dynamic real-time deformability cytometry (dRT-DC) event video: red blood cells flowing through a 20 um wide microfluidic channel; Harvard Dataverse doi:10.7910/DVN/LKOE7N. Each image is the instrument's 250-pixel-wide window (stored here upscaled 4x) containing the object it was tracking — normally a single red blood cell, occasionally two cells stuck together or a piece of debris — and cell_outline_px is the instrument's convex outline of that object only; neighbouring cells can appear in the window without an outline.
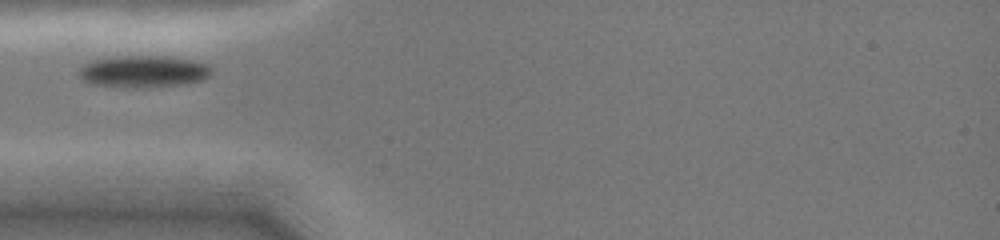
{"species": "common noctule bat (a hibernating species)", "species_latin": "Nyctalus noctula", "temperature_condition": "cold", "stored_images_in_passage": 6, "camera_frame_rate_fps": 3000, "um_per_image_px": 0.085, "animal": {"sex": "female", "body_mass_g": 19.0, "forearm_length_mm": 51.5}, "frame": {"image": 1, "passage_image": 1, "time_ms": 0.0, "image_size_px": [1000, 240], "cell_outline_px": [[212, 72], [208, 76], [200, 80], [180, 84], [148, 88], [132, 88], [88, 84], [80, 76], [80, 68], [84, 64], [92, 60], [120, 56], [164, 56], [188, 60], [208, 64], [212, 68]], "centroid_in_image_um": [12.16, 6.09], "position_along_channel_um": 72.8, "area_um2": 24.57}}